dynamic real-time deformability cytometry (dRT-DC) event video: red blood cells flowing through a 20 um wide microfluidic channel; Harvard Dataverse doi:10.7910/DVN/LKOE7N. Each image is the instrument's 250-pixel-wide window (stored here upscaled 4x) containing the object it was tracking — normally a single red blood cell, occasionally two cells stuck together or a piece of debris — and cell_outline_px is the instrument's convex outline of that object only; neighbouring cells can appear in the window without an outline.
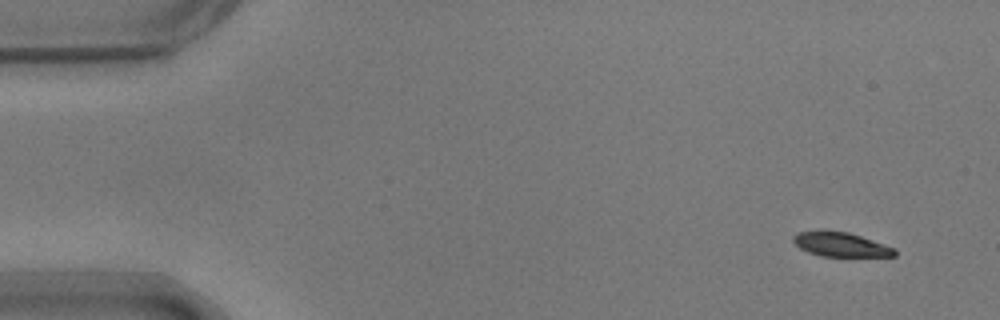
{"species": "common noctule bat (a hibernating species)", "species_latin": "Nyctalus noctula", "temperature_condition": "warm", "stored_images_in_passage": 53, "camera_frame_rate_fps": 3000, "um_per_image_px": 0.085, "animal": {"sex": "male", "body_mass_g": 17.9}, "frame": {"image": 1, "passage_image": 1, "time_ms": 0.0, "image_size_px": [1000, 320], "cell_outline_px": [[896, 256], [820, 256], [808, 252], [800, 248], [792, 240], [792, 236], [796, 232], [820, 228], [824, 228], [848, 232], [896, 248]], "centroid_in_image_um": [71.39, 20.74], "position_along_channel_um": 13.6, "area_um2": 14.8}}
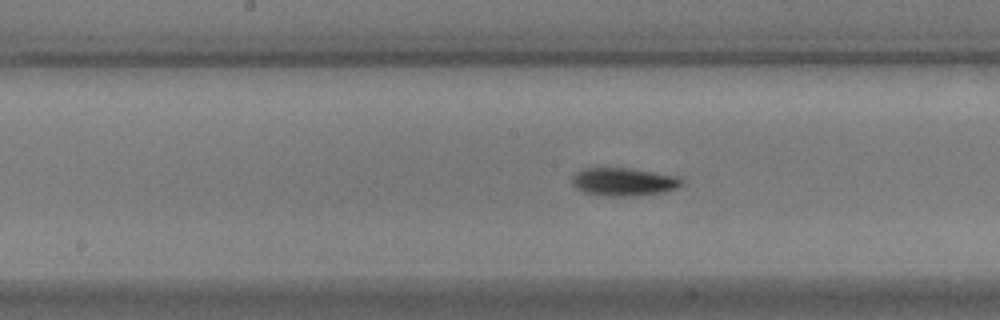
{"frame": {"image": 2, "passage_image": 25, "time_ms": 8.0, "image_size_px": [1000, 320], "cell_outline_px": [[680, 184], [676, 188], [664, 192], [640, 196], [604, 196], [584, 192], [576, 188], [572, 184], [572, 176], [576, 172], [584, 168], [628, 168], [676, 176], [680, 180]], "centroid_in_image_um": [52.95, 15.47], "position_along_channel_um": 195.3, "area_um2": 17.8}}
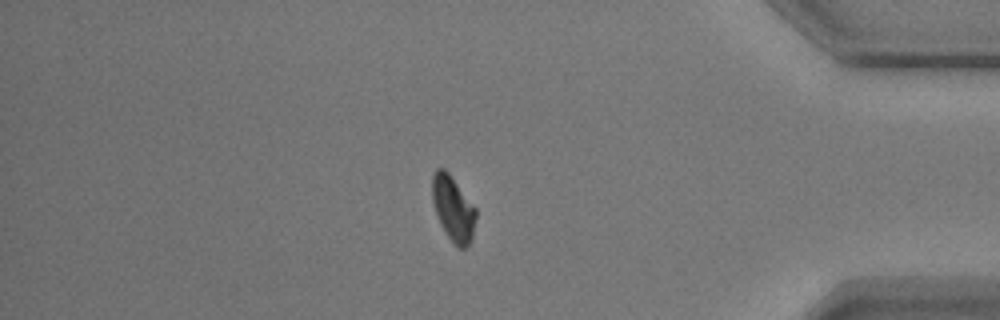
{"frame": {"image": 3, "passage_image": 44, "time_ms": 14.333, "image_size_px": [1000, 320], "cell_outline_px": [[476, 216], [472, 240], [464, 248], [456, 248], [440, 224], [432, 200], [432, 176], [436, 168], [444, 168], [448, 172], [476, 208]], "centroid_in_image_um": [38.51, 17.73], "position_along_channel_um": 396.7, "area_um2": 16.53}}